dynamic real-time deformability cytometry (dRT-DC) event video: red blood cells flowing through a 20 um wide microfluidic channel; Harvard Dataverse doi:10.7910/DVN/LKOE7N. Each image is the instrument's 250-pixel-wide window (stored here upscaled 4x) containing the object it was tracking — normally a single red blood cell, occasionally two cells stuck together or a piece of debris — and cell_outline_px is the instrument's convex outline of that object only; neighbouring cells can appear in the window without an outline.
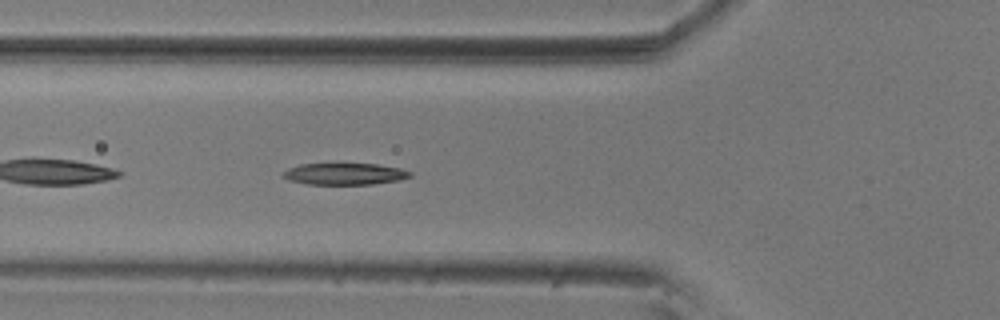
{"species": "common noctule bat (a hibernating species)", "species_latin": "Nyctalus noctula", "temperature_condition": "room temperature", "stored_images_in_passage": 15, "camera_frame_rate_fps": 3000, "um_per_image_px": 0.085, "animal": {"sex": "male", "body_mass_g": 20.5, "forearm_length_mm": 52.5}, "frame": {"image": 1, "passage_image": 5, "time_ms": 1.333, "image_size_px": [1000, 320], "cell_outline_px": [[412, 176], [400, 180], [372, 184], [308, 184], [288, 180], [280, 176], [288, 168], [300, 164], [376, 164], [400, 168], [412, 172]], "centroid_in_image_um": [29.29, 14.78], "position_along_channel_um": 96.5, "area_um2": 16.01}}
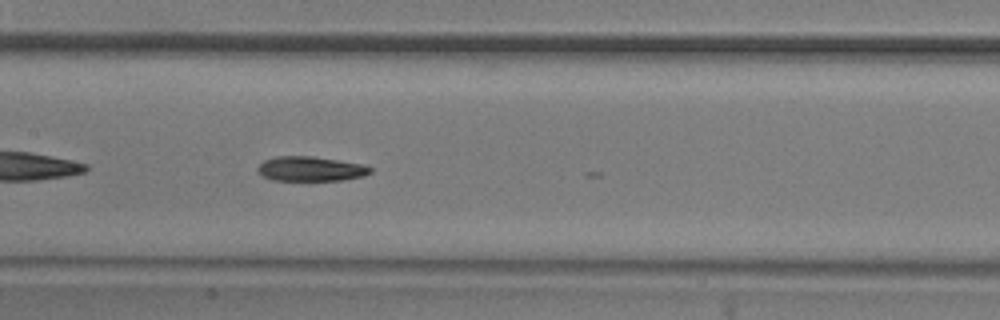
{"frame": {"image": 2, "passage_image": 12, "time_ms": 3.667, "image_size_px": [1000, 320], "cell_outline_px": [[372, 172], [364, 176], [344, 180], [272, 180], [264, 176], [256, 168], [264, 160], [276, 156], [312, 156], [360, 164], [372, 168]], "centroid_in_image_um": [26.4, 14.35], "position_along_channel_um": 181.0, "area_um2": 16.01}}